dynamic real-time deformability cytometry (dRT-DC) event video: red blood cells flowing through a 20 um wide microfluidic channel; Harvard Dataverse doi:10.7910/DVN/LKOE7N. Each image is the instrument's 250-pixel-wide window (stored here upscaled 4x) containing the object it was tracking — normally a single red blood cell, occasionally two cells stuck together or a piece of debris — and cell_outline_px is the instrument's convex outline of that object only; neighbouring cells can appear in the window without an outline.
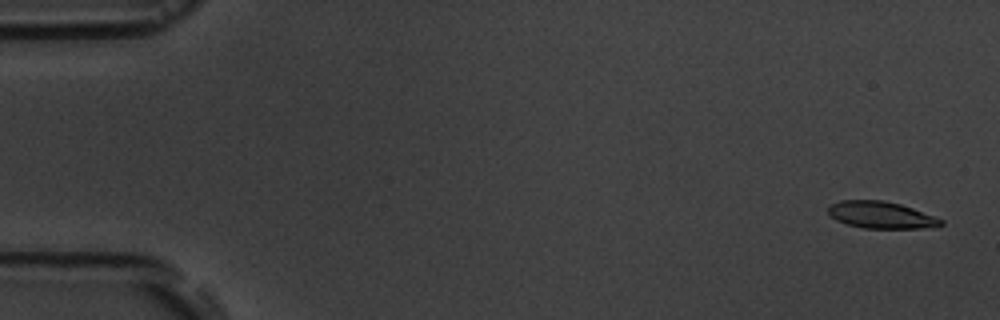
{"species": "common noctule bat (a hibernating species)", "species_latin": "Nyctalus noctula", "temperature_condition": "room temperature", "stored_images_in_passage": 6, "segment_of_instrument_passage": [1, 2], "camera_frame_rate_fps": 3000, "um_per_image_px": 0.085, "animal": {"sex": "male", "body_mass_g": 19.5, "forearm_length_mm": 54.6}, "frame": {"image": 1, "passage_image": 1, "time_ms": 0.0, "image_size_px": [1000, 320], "cell_outline_px": [[944, 224], [920, 228], [864, 228], [848, 224], [836, 220], [828, 212], [828, 208], [832, 204], [840, 200], [884, 200], [900, 204], [912, 208], [944, 220]], "centroid_in_image_um": [74.87, 18.26], "position_along_channel_um": 10.1, "area_um2": 17.4}}